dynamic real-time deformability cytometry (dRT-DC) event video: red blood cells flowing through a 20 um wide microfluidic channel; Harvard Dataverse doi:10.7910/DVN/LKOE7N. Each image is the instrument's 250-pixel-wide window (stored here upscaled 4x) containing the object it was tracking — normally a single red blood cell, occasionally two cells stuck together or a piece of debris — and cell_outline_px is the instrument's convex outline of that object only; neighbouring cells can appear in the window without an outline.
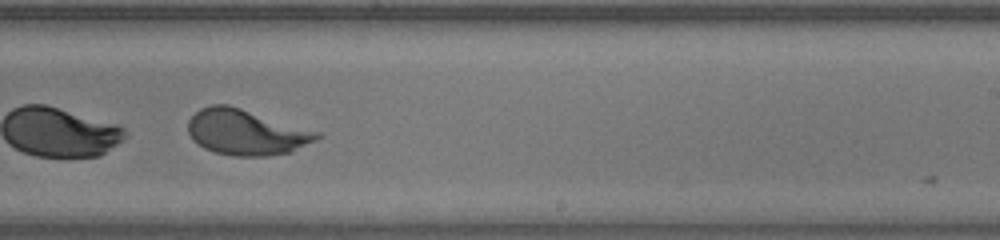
{"species": "human", "species_latin": "Homo sapiens", "temperature_condition": "warm", "stored_images_in_passage": 45, "segment_of_instrument_passage": [2, 2], "camera_frame_rate_fps": 3000, "um_per_image_px": 0.085, "donor": {"sex": "male"}, "frame": {"image": 1, "passage_image": 28, "time_ms": 9.0, "image_size_px": [1000, 240], "cell_outline_px": [[324, 136], [292, 152], [268, 156], [232, 156], [216, 152], [204, 148], [192, 140], [188, 132], [188, 120], [200, 108], [208, 104], [228, 104], [320, 132]], "centroid_in_image_um": [20.92, 11.24], "position_along_channel_um": 268.1, "area_um2": 34.45}}
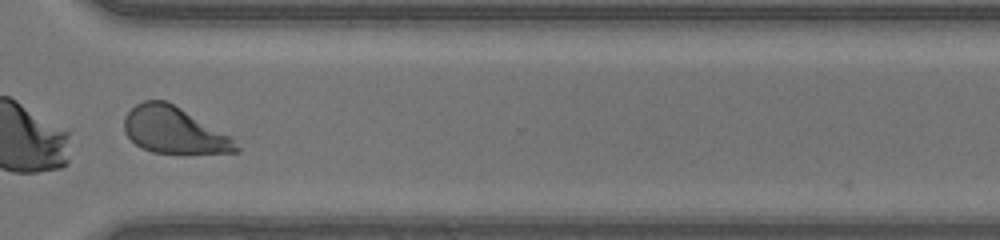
{"frame": {"image": 2, "passage_image": 34, "time_ms": 11.0, "image_size_px": [1000, 240], "cell_outline_px": [[240, 152], [152, 152], [136, 144], [124, 132], [124, 116], [136, 104], [144, 100], [164, 100], [180, 108], [232, 136], [240, 148]], "centroid_in_image_um": [14.79, 11.06], "position_along_channel_um": 355.8, "area_um2": 29.77}}